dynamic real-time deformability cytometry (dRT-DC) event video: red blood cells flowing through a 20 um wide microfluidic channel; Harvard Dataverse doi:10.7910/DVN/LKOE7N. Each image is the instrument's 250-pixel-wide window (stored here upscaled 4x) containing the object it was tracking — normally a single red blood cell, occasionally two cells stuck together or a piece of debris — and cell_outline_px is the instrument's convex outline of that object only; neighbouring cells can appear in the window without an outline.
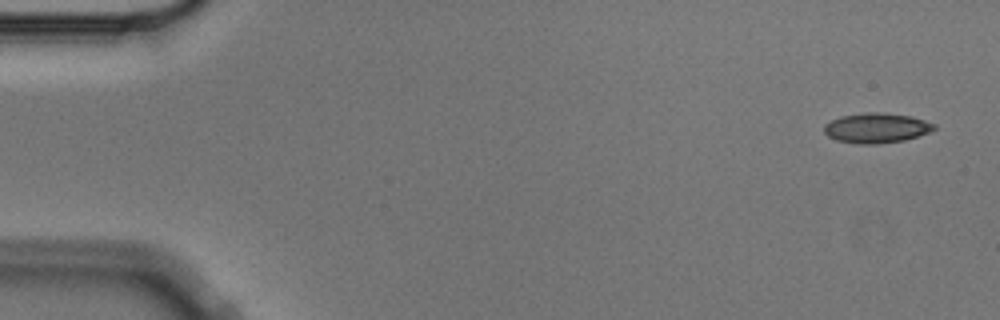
{"species": "Egyptian fruit bat (a non-hibernating species)", "species_latin": "Rousettus aegyptiacus", "temperature_condition": "cold", "stored_images_in_passage": 4, "camera_frame_rate_fps": 3000, "um_per_image_px": 0.085, "animal": {"sex": "male"}, "frame": {"image": 1, "passage_image": 1, "time_ms": 0.0, "image_size_px": [1000, 320], "cell_outline_px": [[936, 128], [928, 132], [904, 140], [876, 144], [860, 144], [836, 140], [828, 136], [824, 132], [824, 124], [840, 116], [868, 112], [884, 112], [912, 116], [936, 124]], "centroid_in_image_um": [74.49, 10.87], "position_along_channel_um": 10.5, "area_um2": 19.19}}
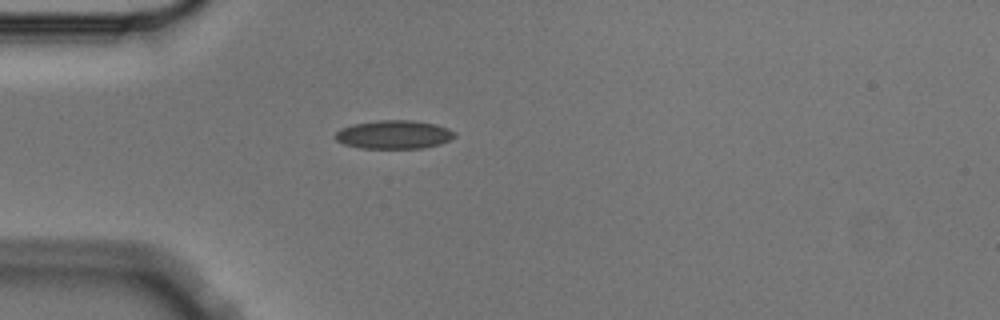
{"frame": {"image": 2, "passage_image": 4, "time_ms": 1.0, "image_size_px": [1000, 320], "cell_outline_px": [[456, 136], [440, 144], [424, 148], [360, 148], [344, 144], [336, 140], [336, 132], [340, 128], [352, 124], [380, 120], [412, 120], [436, 124], [448, 128], [456, 132]], "centroid_in_image_um": [33.49, 11.43], "position_along_channel_um": 51.5, "area_um2": 19.88}}